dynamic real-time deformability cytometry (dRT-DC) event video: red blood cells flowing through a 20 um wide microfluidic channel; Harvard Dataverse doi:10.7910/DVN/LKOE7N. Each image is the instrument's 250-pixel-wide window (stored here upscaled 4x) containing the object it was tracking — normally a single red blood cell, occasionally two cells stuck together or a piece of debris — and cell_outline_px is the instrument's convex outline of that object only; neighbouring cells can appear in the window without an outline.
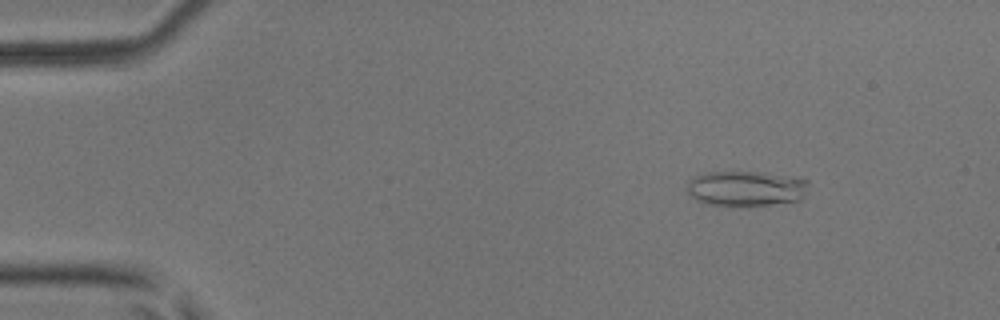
{"species": "common noctule bat (a hibernating species)", "species_latin": "Nyctalus noctula", "temperature_condition": "room temperature", "stored_images_in_passage": 6, "camera_frame_rate_fps": 3000, "um_per_image_px": 0.085, "animal": {"sex": "male", "body_mass_g": 17.9, "forearm_length_mm": 54.2}, "frame": {"image": 1, "passage_image": 2, "time_ms": 0.333, "image_size_px": [1000, 320], "cell_outline_px": [[808, 184], [800, 200], [768, 204], [712, 204], [696, 200], [688, 192], [688, 180], [696, 176], [708, 172], [760, 172], [808, 180]], "centroid_in_image_um": [63.39, 15.99], "position_along_channel_um": 21.6, "area_um2": 23.99}}